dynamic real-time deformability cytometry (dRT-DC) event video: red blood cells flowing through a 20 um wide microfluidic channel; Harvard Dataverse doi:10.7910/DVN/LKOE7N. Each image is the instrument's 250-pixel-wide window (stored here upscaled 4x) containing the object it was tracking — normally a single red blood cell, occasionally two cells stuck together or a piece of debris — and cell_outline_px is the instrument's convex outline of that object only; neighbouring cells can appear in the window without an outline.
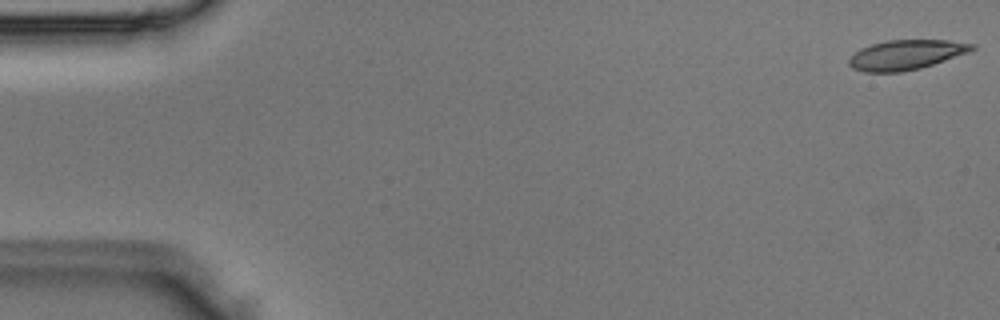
{"species": "Egyptian fruit bat (a non-hibernating species)", "species_latin": "Rousettus aegyptiacus", "temperature_condition": "room temperature", "stored_images_in_passage": 5, "camera_frame_rate_fps": 3000, "um_per_image_px": 0.085, "animal": {"sex": "male"}, "frame": {"image": 1, "passage_image": 1, "time_ms": 0.0, "image_size_px": [1000, 320], "cell_outline_px": [[976, 48], [968, 52], [920, 68], [900, 72], [864, 72], [852, 68], [848, 64], [848, 60], [860, 48], [872, 44], [888, 40], [948, 40], [976, 44]], "centroid_in_image_um": [77.0, 4.65], "position_along_channel_um": 8.0, "area_um2": 21.15}}
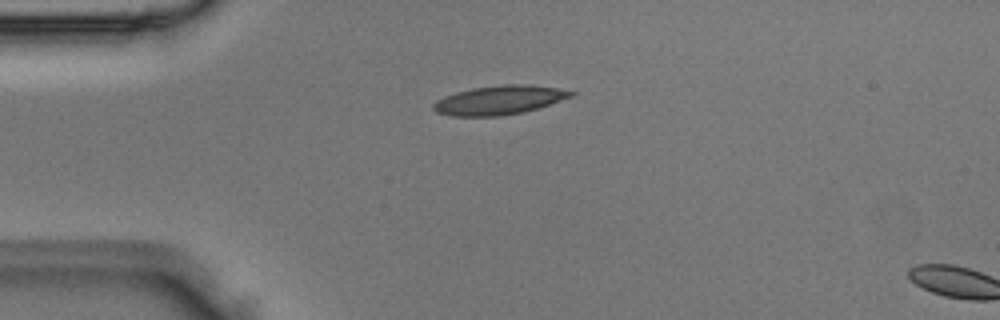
{"frame": {"image": 2, "passage_image": 4, "time_ms": 1.0, "image_size_px": [1000, 320], "cell_outline_px": [[576, 92], [572, 96], [524, 112], [496, 116], [452, 116], [436, 112], [432, 108], [432, 104], [436, 100], [444, 96], [456, 92], [472, 88], [504, 84], [528, 84], [556, 88]], "centroid_in_image_um": [42.38, 8.5], "position_along_channel_um": 42.6, "area_um2": 23.06}}